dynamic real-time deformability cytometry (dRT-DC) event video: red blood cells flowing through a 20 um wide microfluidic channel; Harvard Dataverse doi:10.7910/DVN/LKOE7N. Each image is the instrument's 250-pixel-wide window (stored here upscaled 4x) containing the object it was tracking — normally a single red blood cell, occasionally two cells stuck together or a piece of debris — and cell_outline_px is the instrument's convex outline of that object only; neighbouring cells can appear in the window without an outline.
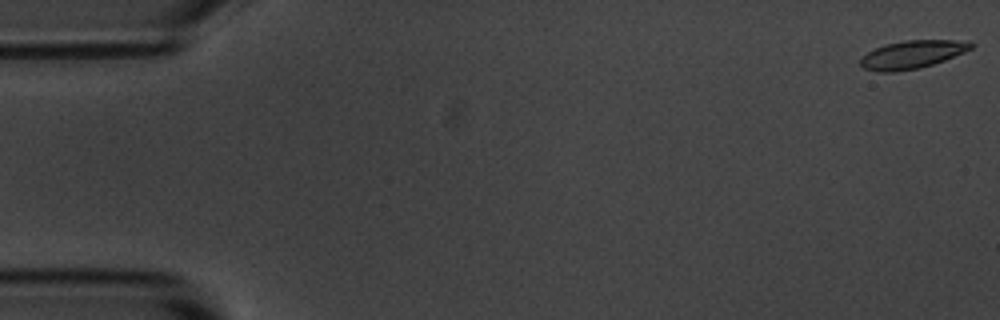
{"species": "common noctule bat (a hibernating species)", "species_latin": "Nyctalus noctula", "temperature_condition": "room temperature", "stored_images_in_passage": 6, "camera_frame_rate_fps": 3000, "um_per_image_px": 0.085, "animal": {"sex": "male", "body_mass_g": 20.1, "forearm_length_mm": 53.5}, "frame": {"image": 1, "passage_image": 1, "time_ms": 0.0, "image_size_px": [1000, 320], "cell_outline_px": [[976, 44], [972, 48], [964, 52], [944, 60], [920, 68], [892, 72], [880, 72], [864, 68], [860, 64], [860, 60], [868, 52], [876, 48], [888, 44], [904, 40], [968, 40]], "centroid_in_image_um": [77.58, 4.62], "position_along_channel_um": 7.4, "area_um2": 17.92}}
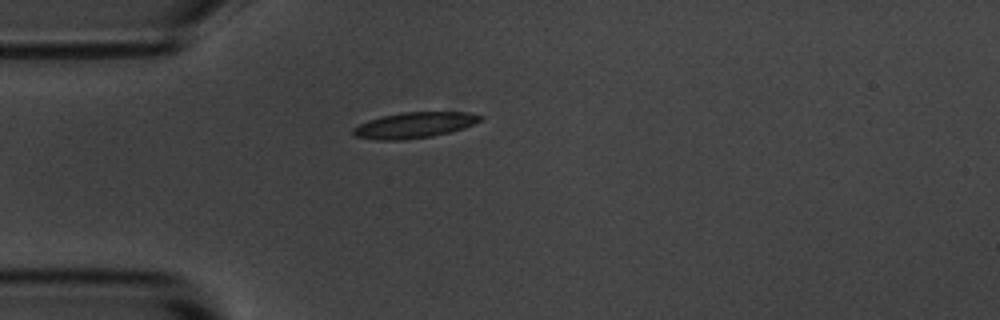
{"frame": {"image": 2, "passage_image": 5, "time_ms": 4.667, "image_size_px": [1000, 320], "cell_outline_px": [[484, 120], [464, 128], [432, 136], [404, 140], [380, 140], [356, 136], [352, 132], [352, 128], [368, 120], [380, 116], [404, 112], [468, 112], [484, 116]], "centroid_in_image_um": [35.25, 10.63], "position_along_channel_um": 49.7, "area_um2": 19.13}}